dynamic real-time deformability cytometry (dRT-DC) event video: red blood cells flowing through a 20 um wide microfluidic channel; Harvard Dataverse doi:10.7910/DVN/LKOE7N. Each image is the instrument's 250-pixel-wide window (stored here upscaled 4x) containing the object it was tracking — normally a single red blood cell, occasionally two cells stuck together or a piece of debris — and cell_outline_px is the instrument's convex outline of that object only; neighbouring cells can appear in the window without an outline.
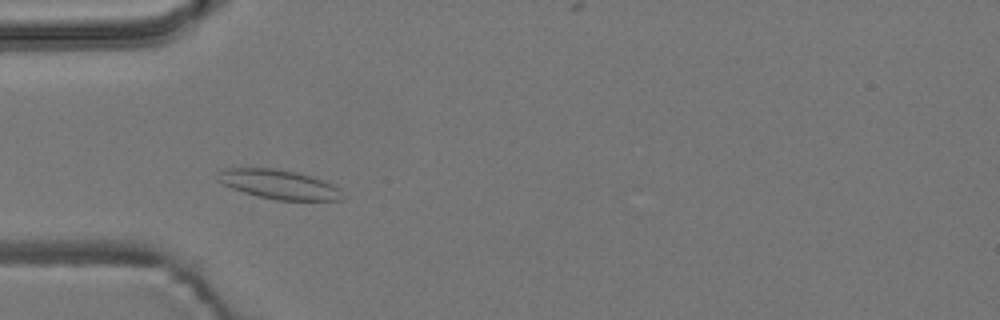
{"species": "common noctule bat (a hibernating species)", "species_latin": "Nyctalus noctula", "temperature_condition": "room temperature", "stored_images_in_passage": 48, "camera_frame_rate_fps": 3000, "um_per_image_px": 0.085, "animal": {"sex": "male", "body_mass_g": 19.2, "forearm_length_mm": 51.8}, "frame": {"image": 1, "passage_image": 12, "time_ms": 3.667, "image_size_px": [1000, 320], "cell_outline_px": [[340, 200], [276, 200], [244, 192], [232, 188], [216, 180], [220, 172], [224, 168], [276, 168], [296, 172], [312, 176], [324, 180], [340, 188]], "centroid_in_image_um": [23.7, 15.66], "position_along_channel_um": 61.3, "area_um2": 21.04}}
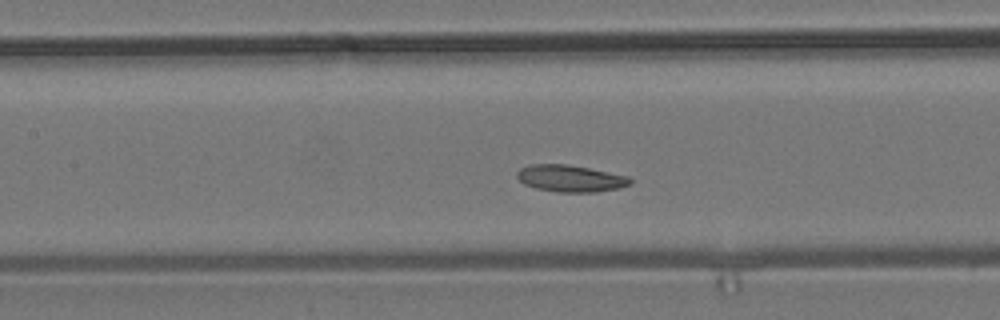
{"frame": {"image": 2, "passage_image": 20, "time_ms": 6.333, "image_size_px": [1000, 320], "cell_outline_px": [[632, 184], [620, 188], [596, 192], [556, 192], [536, 188], [524, 184], [516, 176], [516, 172], [520, 168], [532, 164], [568, 164], [628, 176], [632, 180]], "centroid_in_image_um": [48.49, 15.17], "position_along_channel_um": 158.9, "area_um2": 17.74}}
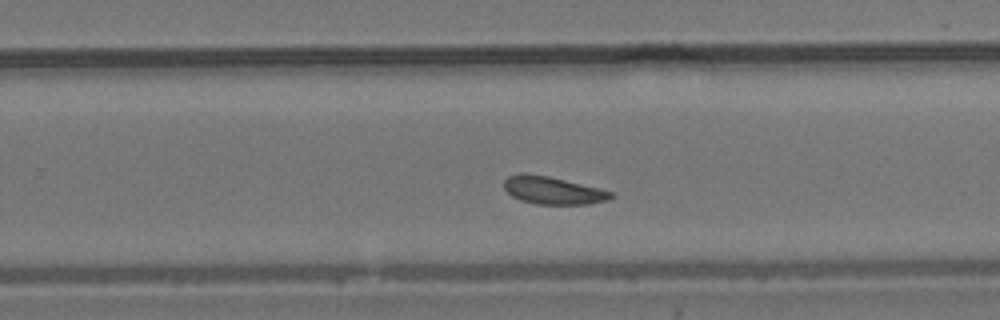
{"frame": {"image": 3, "passage_image": 30, "time_ms": 9.667, "image_size_px": [1000, 320], "cell_outline_px": [[612, 196], [608, 200], [588, 204], [536, 204], [520, 200], [512, 196], [504, 188], [504, 180], [508, 176], [548, 176], [600, 188], [612, 192]], "centroid_in_image_um": [47.04, 16.22], "position_along_channel_um": 282.8, "area_um2": 16.59}, "authors_computed_cell_mechanics": {"area_um2": 17.3978, "velocity_mm_per_s": 3.7367, "shape_relaxation_time_tau1_ms": null, "shape_relaxation_time_tau2_ms": 3.4818, "deformation_change_tau1": null, "deformation_change_tau2": 0.0862}}